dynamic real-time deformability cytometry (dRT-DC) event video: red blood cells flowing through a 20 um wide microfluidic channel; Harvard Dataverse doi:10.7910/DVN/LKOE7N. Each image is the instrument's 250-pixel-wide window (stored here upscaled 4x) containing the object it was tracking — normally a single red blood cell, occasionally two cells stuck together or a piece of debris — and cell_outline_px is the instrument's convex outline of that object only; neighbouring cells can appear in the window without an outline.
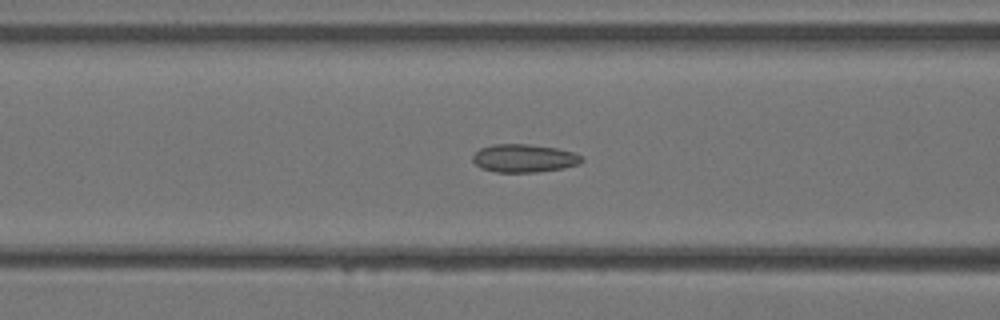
{"species": "Egyptian fruit bat (a non-hibernating species)", "species_latin": "Rousettus aegyptiacus", "temperature_condition": "warm", "stored_images_in_passage": 28, "camera_frame_rate_fps": 3000, "um_per_image_px": 0.085, "animal": {"sex": "female"}, "frame": {"image": 1, "passage_image": 7, "time_ms": 2.0, "image_size_px": [1000, 320], "cell_outline_px": [[584, 160], [580, 164], [564, 168], [536, 172], [496, 172], [480, 168], [472, 160], [472, 156], [480, 148], [492, 144], [528, 144], [556, 148], [572, 152], [584, 156]], "centroid_in_image_um": [44.56, 13.45], "position_along_channel_um": 122.0, "area_um2": 17.98}}
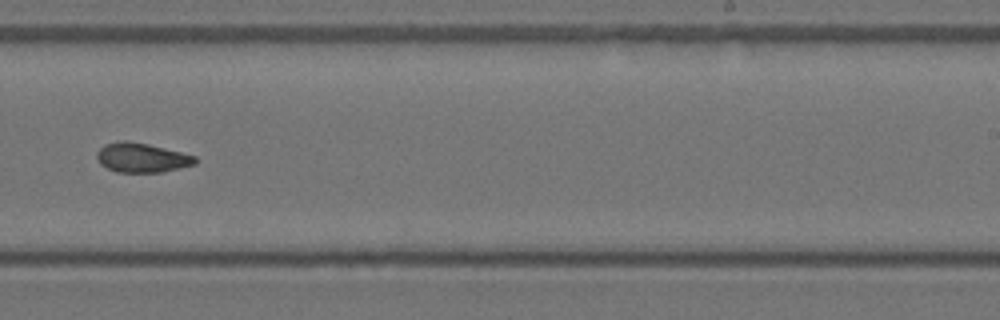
{"frame": {"image": 2, "passage_image": 15, "time_ms": 4.667, "image_size_px": [1000, 320], "cell_outline_px": [[200, 160], [196, 164], [160, 172], [116, 172], [100, 164], [96, 156], [96, 152], [104, 144], [120, 140], [128, 140], [148, 144], [196, 156]], "centroid_in_image_um": [12.04, 13.39], "position_along_channel_um": 277.0, "area_um2": 16.94}}
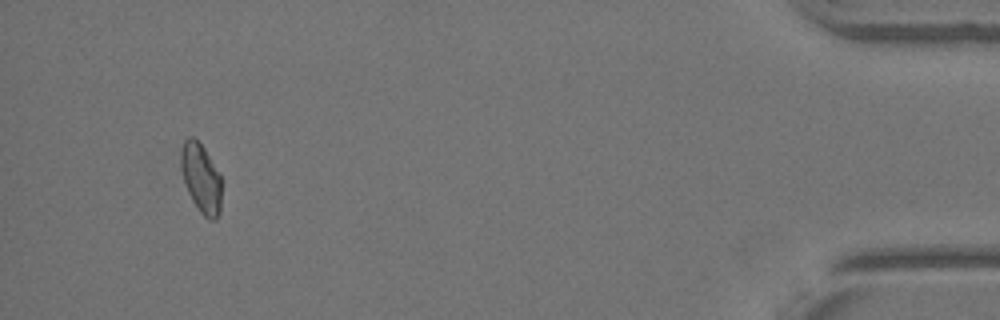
{"frame": {"image": 3, "passage_image": 26, "time_ms": 8.333, "image_size_px": [1000, 320], "cell_outline_px": [[220, 212], [216, 220], [208, 220], [200, 212], [192, 200], [188, 192], [180, 168], [180, 148], [184, 140], [188, 136], [192, 136], [204, 148], [220, 176]], "centroid_in_image_um": [17.06, 15.14], "position_along_channel_um": 418.1, "area_um2": 16.3}}